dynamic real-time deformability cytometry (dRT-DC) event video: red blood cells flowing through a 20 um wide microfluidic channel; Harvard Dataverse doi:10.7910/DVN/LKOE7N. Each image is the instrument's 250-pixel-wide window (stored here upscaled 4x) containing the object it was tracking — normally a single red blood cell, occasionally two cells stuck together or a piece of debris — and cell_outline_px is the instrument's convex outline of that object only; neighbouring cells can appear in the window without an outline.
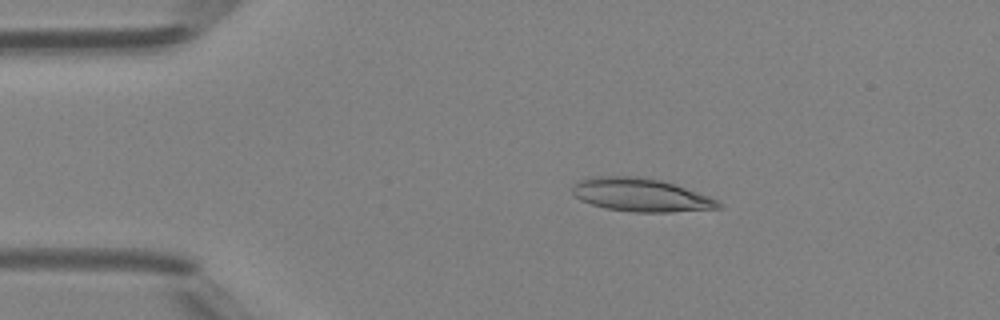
{"species": "Egyptian fruit bat (a non-hibernating species)", "species_latin": "Rousettus aegyptiacus", "temperature_condition": "room temperature", "stored_images_in_passage": 42, "camera_frame_rate_fps": 3000, "um_per_image_px": 0.085, "animal": {"sex": "female"}, "frame": {"image": 1, "passage_image": 4, "time_ms": 1.0, "image_size_px": [1000, 320], "cell_outline_px": [[724, 208], [672, 212], [636, 212], [604, 208], [580, 200], [572, 192], [572, 184], [576, 180], [588, 176], [640, 176], [664, 180], [708, 196], [724, 204]], "centroid_in_image_um": [54.45, 16.55], "position_along_channel_um": 30.6, "area_um2": 28.73}}
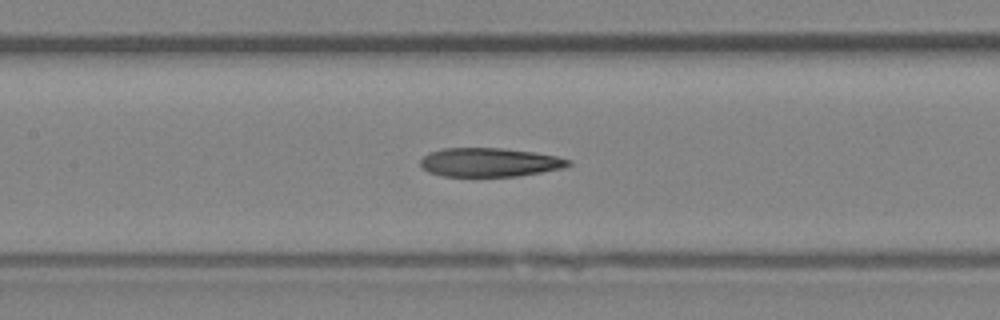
{"frame": {"image": 2, "passage_image": 17, "time_ms": 5.333, "image_size_px": [1000, 320], "cell_outline_px": [[572, 164], [564, 168], [520, 176], [444, 176], [428, 172], [420, 164], [420, 160], [428, 152], [440, 148], [500, 148], [536, 152], [556, 156], [572, 160]], "centroid_in_image_um": [41.63, 13.79], "position_along_channel_um": 165.8, "area_um2": 25.03}}
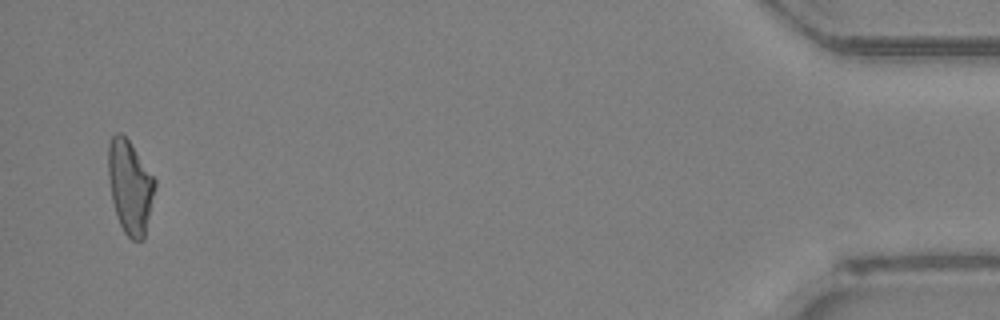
{"frame": {"image": 3, "passage_image": 41, "time_ms": 13.333, "image_size_px": [1000, 320], "cell_outline_px": [[156, 188], [144, 236], [140, 240], [132, 240], [124, 232], [120, 224], [112, 200], [108, 176], [108, 144], [112, 136], [116, 132], [120, 132], [128, 140], [156, 180]], "centroid_in_image_um": [11.05, 15.86], "position_along_channel_um": 424.2, "area_um2": 25.09}, "authors_computed_cell_mechanics": {"area_um2": 25.5476, "velocity_mm_per_s": 4.3328, "shape_relaxation_time_tau1_ms": null, "shape_relaxation_time_tau2_ms": 5.1969, "deformation_change_tau1": null, "deformation_change_tau2": 0.1677}}